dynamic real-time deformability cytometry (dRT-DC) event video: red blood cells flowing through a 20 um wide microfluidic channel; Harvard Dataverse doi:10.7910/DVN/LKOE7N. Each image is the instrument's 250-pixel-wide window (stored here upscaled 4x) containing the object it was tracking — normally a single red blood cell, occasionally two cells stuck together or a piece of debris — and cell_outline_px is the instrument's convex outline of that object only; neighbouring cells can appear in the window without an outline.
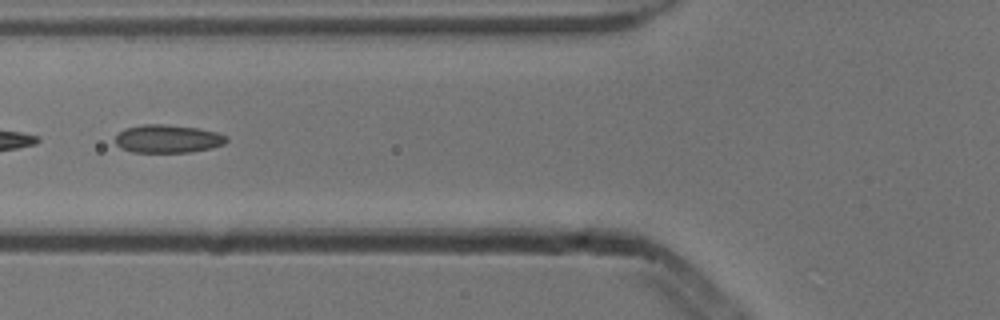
{"species": "common noctule bat (a hibernating species)", "species_latin": "Nyctalus noctula", "temperature_condition": "cold", "stored_images_in_passage": 6, "segment_of_instrument_passage": [2, 2], "camera_frame_rate_fps": 3000, "um_per_image_px": 0.085, "animal": {"sex": "male", "body_mass_g": 13.3}, "frame": {"image": 1, "passage_image": 5, "time_ms": 1.333, "image_size_px": [1000, 320], "cell_outline_px": [[228, 140], [224, 144], [212, 148], [188, 152], [132, 152], [120, 148], [116, 144], [116, 136], [124, 128], [144, 124], [164, 124], [196, 128], [216, 132], [224, 136]], "centroid_in_image_um": [14.23, 11.8], "position_along_channel_um": 111.6, "area_um2": 18.09}}
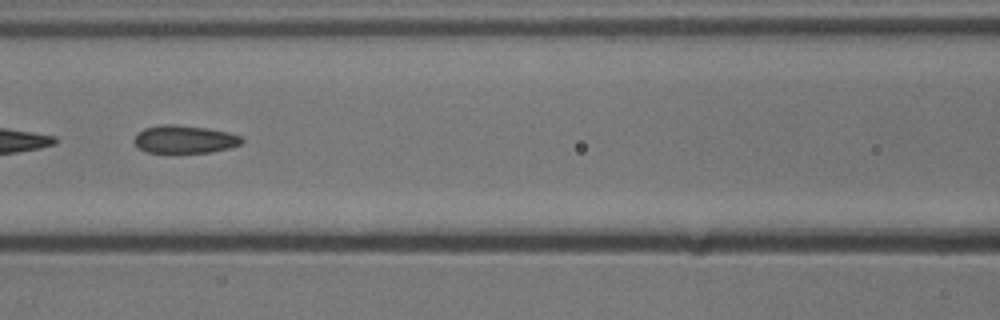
{"frame": {"image": 2, "passage_image": 6, "time_ms": 1.667, "image_size_px": [1000, 320], "cell_outline_px": [[244, 140], [240, 144], [228, 148], [208, 152], [176, 156], [148, 152], [140, 148], [132, 140], [144, 128], [160, 124], [176, 124], [208, 128], [228, 132], [240, 136]], "centroid_in_image_um": [15.66, 11.88], "position_along_channel_um": 150.9, "area_um2": 18.15}}